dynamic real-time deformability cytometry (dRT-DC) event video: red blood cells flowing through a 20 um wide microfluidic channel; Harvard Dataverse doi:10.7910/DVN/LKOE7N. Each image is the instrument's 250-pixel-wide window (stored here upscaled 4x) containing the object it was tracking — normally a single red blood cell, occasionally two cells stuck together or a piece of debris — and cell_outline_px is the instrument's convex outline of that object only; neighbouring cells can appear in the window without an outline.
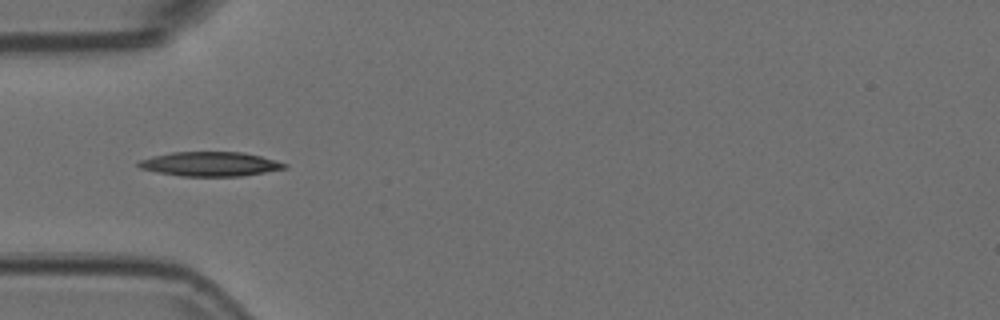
{"species": "Egyptian fruit bat (a non-hibernating species)", "species_latin": "Rousettus aegyptiacus", "temperature_condition": "room temperature", "stored_images_in_passage": 6, "camera_frame_rate_fps": 3000, "um_per_image_px": 0.085, "animal": {"sex": "female"}, "frame": {"image": 1, "passage_image": 1, "time_ms": 0.0, "image_size_px": [1000, 320], "cell_outline_px": [[288, 168], [244, 176], [180, 176], [156, 172], [140, 168], [136, 164], [140, 160], [152, 156], [172, 152], [240, 152], [260, 156], [276, 160], [288, 164]], "centroid_in_image_um": [17.87, 13.95], "position_along_channel_um": 67.1, "area_um2": 20.81}}